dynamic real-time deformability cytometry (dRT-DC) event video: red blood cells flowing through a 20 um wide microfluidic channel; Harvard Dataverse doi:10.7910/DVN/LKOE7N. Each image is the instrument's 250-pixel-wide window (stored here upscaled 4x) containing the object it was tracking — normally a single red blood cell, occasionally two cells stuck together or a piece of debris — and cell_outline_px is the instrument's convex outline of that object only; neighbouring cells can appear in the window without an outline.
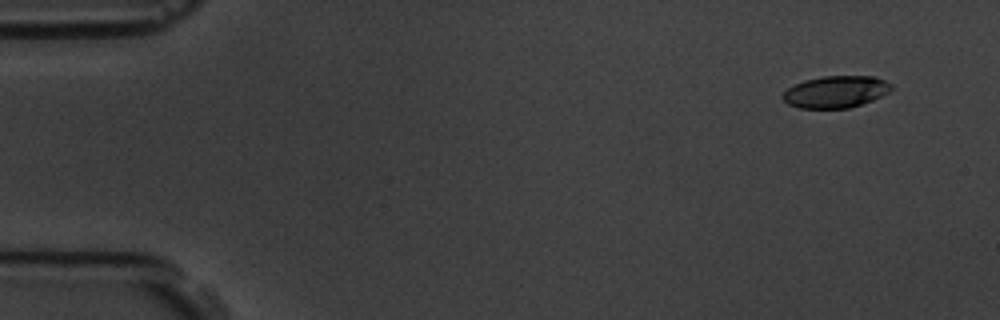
{"species": "common noctule bat (a hibernating species)", "species_latin": "Nyctalus noctula", "temperature_condition": "room temperature", "stored_images_in_passage": 5, "segment_of_instrument_passage": [2, 2], "camera_frame_rate_fps": 3000, "um_per_image_px": 0.085, "animal": {"sex": "male", "body_mass_g": 19.5, "forearm_length_mm": 54.6}, "frame": {"image": 1, "passage_image": 5, "time_ms": 4.667, "image_size_px": [1000, 320], "cell_outline_px": [[892, 88], [888, 92], [872, 100], [848, 108], [800, 108], [788, 104], [780, 96], [788, 88], [804, 80], [824, 76], [876, 76], [892, 84]], "centroid_in_image_um": [71.03, 7.79], "position_along_channel_um": 14.0, "area_um2": 20.06}}